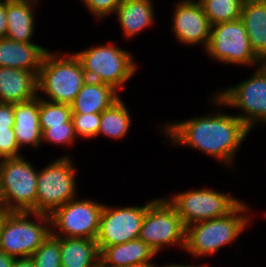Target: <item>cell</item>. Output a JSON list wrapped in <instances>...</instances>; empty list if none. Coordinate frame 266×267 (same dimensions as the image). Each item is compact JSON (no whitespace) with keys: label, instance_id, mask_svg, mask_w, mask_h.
<instances>
[{"label":"cell","instance_id":"cell-1","mask_svg":"<svg viewBox=\"0 0 266 267\" xmlns=\"http://www.w3.org/2000/svg\"><path fill=\"white\" fill-rule=\"evenodd\" d=\"M207 99L212 111L190 119L163 121L156 126L171 147L198 150L219 160L227 169L235 168L236 156L251 130L234 113H228L226 105L214 93Z\"/></svg>","mask_w":266,"mask_h":267},{"label":"cell","instance_id":"cell-2","mask_svg":"<svg viewBox=\"0 0 266 267\" xmlns=\"http://www.w3.org/2000/svg\"><path fill=\"white\" fill-rule=\"evenodd\" d=\"M252 210L243 200L228 215L187 226L183 252L200 260L216 255L225 246H233L253 223L255 213Z\"/></svg>","mask_w":266,"mask_h":267},{"label":"cell","instance_id":"cell-3","mask_svg":"<svg viewBox=\"0 0 266 267\" xmlns=\"http://www.w3.org/2000/svg\"><path fill=\"white\" fill-rule=\"evenodd\" d=\"M58 51L48 50L43 58L37 75V96L49 102L70 105L87 77L74 53Z\"/></svg>","mask_w":266,"mask_h":267},{"label":"cell","instance_id":"cell-4","mask_svg":"<svg viewBox=\"0 0 266 267\" xmlns=\"http://www.w3.org/2000/svg\"><path fill=\"white\" fill-rule=\"evenodd\" d=\"M117 44L115 41L101 43L73 53L80 60L87 80L111 85L120 92L140 69L132 51Z\"/></svg>","mask_w":266,"mask_h":267},{"label":"cell","instance_id":"cell-5","mask_svg":"<svg viewBox=\"0 0 266 267\" xmlns=\"http://www.w3.org/2000/svg\"><path fill=\"white\" fill-rule=\"evenodd\" d=\"M50 234L49 215L4 211L0 230V251L14 258L31 257Z\"/></svg>","mask_w":266,"mask_h":267},{"label":"cell","instance_id":"cell-6","mask_svg":"<svg viewBox=\"0 0 266 267\" xmlns=\"http://www.w3.org/2000/svg\"><path fill=\"white\" fill-rule=\"evenodd\" d=\"M70 154L39 168L37 178L36 213L50 215L54 210L79 196L78 172Z\"/></svg>","mask_w":266,"mask_h":267},{"label":"cell","instance_id":"cell-7","mask_svg":"<svg viewBox=\"0 0 266 267\" xmlns=\"http://www.w3.org/2000/svg\"><path fill=\"white\" fill-rule=\"evenodd\" d=\"M25 158L0 160V200L6 212L36 213L39 169Z\"/></svg>","mask_w":266,"mask_h":267},{"label":"cell","instance_id":"cell-8","mask_svg":"<svg viewBox=\"0 0 266 267\" xmlns=\"http://www.w3.org/2000/svg\"><path fill=\"white\" fill-rule=\"evenodd\" d=\"M245 80L233 86L219 88L213 93L253 131L254 127L266 126V63H263Z\"/></svg>","mask_w":266,"mask_h":267},{"label":"cell","instance_id":"cell-9","mask_svg":"<svg viewBox=\"0 0 266 267\" xmlns=\"http://www.w3.org/2000/svg\"><path fill=\"white\" fill-rule=\"evenodd\" d=\"M205 186L172 193L166 198L175 208L185 228L194 223L228 215L243 201L230 191H218L208 188L206 184Z\"/></svg>","mask_w":266,"mask_h":267},{"label":"cell","instance_id":"cell-10","mask_svg":"<svg viewBox=\"0 0 266 267\" xmlns=\"http://www.w3.org/2000/svg\"><path fill=\"white\" fill-rule=\"evenodd\" d=\"M186 228L175 208L166 197H158L148 206L140 229L139 239L159 256L165 248H185Z\"/></svg>","mask_w":266,"mask_h":267},{"label":"cell","instance_id":"cell-11","mask_svg":"<svg viewBox=\"0 0 266 267\" xmlns=\"http://www.w3.org/2000/svg\"><path fill=\"white\" fill-rule=\"evenodd\" d=\"M204 51L209 59L226 65L252 69L263 64L252 51L245 26L240 19L211 25L209 42Z\"/></svg>","mask_w":266,"mask_h":267},{"label":"cell","instance_id":"cell-12","mask_svg":"<svg viewBox=\"0 0 266 267\" xmlns=\"http://www.w3.org/2000/svg\"><path fill=\"white\" fill-rule=\"evenodd\" d=\"M66 202L50 215L51 235L96 239L104 203L93 198H79Z\"/></svg>","mask_w":266,"mask_h":267},{"label":"cell","instance_id":"cell-13","mask_svg":"<svg viewBox=\"0 0 266 267\" xmlns=\"http://www.w3.org/2000/svg\"><path fill=\"white\" fill-rule=\"evenodd\" d=\"M154 200L146 201L145 205L122 207L105 203L96 236L98 246H113L138 239L146 210Z\"/></svg>","mask_w":266,"mask_h":267},{"label":"cell","instance_id":"cell-14","mask_svg":"<svg viewBox=\"0 0 266 267\" xmlns=\"http://www.w3.org/2000/svg\"><path fill=\"white\" fill-rule=\"evenodd\" d=\"M170 31L178 44L185 46L195 45L202 50L206 49L211 24L205 15L198 0H177L174 2Z\"/></svg>","mask_w":266,"mask_h":267},{"label":"cell","instance_id":"cell-15","mask_svg":"<svg viewBox=\"0 0 266 267\" xmlns=\"http://www.w3.org/2000/svg\"><path fill=\"white\" fill-rule=\"evenodd\" d=\"M100 267H145L154 265L156 252L141 239L113 246H98ZM156 256V257H155Z\"/></svg>","mask_w":266,"mask_h":267},{"label":"cell","instance_id":"cell-16","mask_svg":"<svg viewBox=\"0 0 266 267\" xmlns=\"http://www.w3.org/2000/svg\"><path fill=\"white\" fill-rule=\"evenodd\" d=\"M152 0H122L116 9L115 19L122 36L129 41L156 25L155 5Z\"/></svg>","mask_w":266,"mask_h":267},{"label":"cell","instance_id":"cell-17","mask_svg":"<svg viewBox=\"0 0 266 267\" xmlns=\"http://www.w3.org/2000/svg\"><path fill=\"white\" fill-rule=\"evenodd\" d=\"M49 49L35 43H22L8 39H0V67L22 69L33 72L36 76L43 58Z\"/></svg>","mask_w":266,"mask_h":267},{"label":"cell","instance_id":"cell-18","mask_svg":"<svg viewBox=\"0 0 266 267\" xmlns=\"http://www.w3.org/2000/svg\"><path fill=\"white\" fill-rule=\"evenodd\" d=\"M39 2L40 0H6V37L8 39L22 43H35L32 37L37 30L35 13L37 8H40Z\"/></svg>","mask_w":266,"mask_h":267},{"label":"cell","instance_id":"cell-19","mask_svg":"<svg viewBox=\"0 0 266 267\" xmlns=\"http://www.w3.org/2000/svg\"><path fill=\"white\" fill-rule=\"evenodd\" d=\"M40 98L36 96L26 102L14 104V133L20 150L28 147L34 150L42 145L39 121Z\"/></svg>","mask_w":266,"mask_h":267},{"label":"cell","instance_id":"cell-20","mask_svg":"<svg viewBox=\"0 0 266 267\" xmlns=\"http://www.w3.org/2000/svg\"><path fill=\"white\" fill-rule=\"evenodd\" d=\"M37 96V76L30 71L0 67V102H26Z\"/></svg>","mask_w":266,"mask_h":267},{"label":"cell","instance_id":"cell-21","mask_svg":"<svg viewBox=\"0 0 266 267\" xmlns=\"http://www.w3.org/2000/svg\"><path fill=\"white\" fill-rule=\"evenodd\" d=\"M111 85L87 80L70 104L72 113H102L122 96Z\"/></svg>","mask_w":266,"mask_h":267},{"label":"cell","instance_id":"cell-22","mask_svg":"<svg viewBox=\"0 0 266 267\" xmlns=\"http://www.w3.org/2000/svg\"><path fill=\"white\" fill-rule=\"evenodd\" d=\"M240 20L243 22L252 51L266 63V5L244 0Z\"/></svg>","mask_w":266,"mask_h":267},{"label":"cell","instance_id":"cell-23","mask_svg":"<svg viewBox=\"0 0 266 267\" xmlns=\"http://www.w3.org/2000/svg\"><path fill=\"white\" fill-rule=\"evenodd\" d=\"M61 267H100L96 239L60 237Z\"/></svg>","mask_w":266,"mask_h":267},{"label":"cell","instance_id":"cell-24","mask_svg":"<svg viewBox=\"0 0 266 267\" xmlns=\"http://www.w3.org/2000/svg\"><path fill=\"white\" fill-rule=\"evenodd\" d=\"M130 113L124 98L121 97L101 113L100 127L96 138L101 135L106 139L118 141L127 137L133 122Z\"/></svg>","mask_w":266,"mask_h":267},{"label":"cell","instance_id":"cell-25","mask_svg":"<svg viewBox=\"0 0 266 267\" xmlns=\"http://www.w3.org/2000/svg\"><path fill=\"white\" fill-rule=\"evenodd\" d=\"M211 25L240 19L244 0H198Z\"/></svg>","mask_w":266,"mask_h":267},{"label":"cell","instance_id":"cell-26","mask_svg":"<svg viewBox=\"0 0 266 267\" xmlns=\"http://www.w3.org/2000/svg\"><path fill=\"white\" fill-rule=\"evenodd\" d=\"M72 119L71 106L53 103L40 98L39 121L43 133L50 126L62 125Z\"/></svg>","mask_w":266,"mask_h":267},{"label":"cell","instance_id":"cell-27","mask_svg":"<svg viewBox=\"0 0 266 267\" xmlns=\"http://www.w3.org/2000/svg\"><path fill=\"white\" fill-rule=\"evenodd\" d=\"M31 257L35 267H61L60 237L50 234Z\"/></svg>","mask_w":266,"mask_h":267},{"label":"cell","instance_id":"cell-28","mask_svg":"<svg viewBox=\"0 0 266 267\" xmlns=\"http://www.w3.org/2000/svg\"><path fill=\"white\" fill-rule=\"evenodd\" d=\"M77 141L72 119L62 125L50 126L42 133V144L72 148Z\"/></svg>","mask_w":266,"mask_h":267},{"label":"cell","instance_id":"cell-29","mask_svg":"<svg viewBox=\"0 0 266 267\" xmlns=\"http://www.w3.org/2000/svg\"><path fill=\"white\" fill-rule=\"evenodd\" d=\"M101 113H72L73 127L80 140L96 139L100 127Z\"/></svg>","mask_w":266,"mask_h":267},{"label":"cell","instance_id":"cell-30","mask_svg":"<svg viewBox=\"0 0 266 267\" xmlns=\"http://www.w3.org/2000/svg\"><path fill=\"white\" fill-rule=\"evenodd\" d=\"M122 0H80L85 9L91 14L94 21H104L108 16L115 14ZM97 20V21H96Z\"/></svg>","mask_w":266,"mask_h":267},{"label":"cell","instance_id":"cell-31","mask_svg":"<svg viewBox=\"0 0 266 267\" xmlns=\"http://www.w3.org/2000/svg\"><path fill=\"white\" fill-rule=\"evenodd\" d=\"M14 133V128L0 130V160L22 157Z\"/></svg>","mask_w":266,"mask_h":267},{"label":"cell","instance_id":"cell-32","mask_svg":"<svg viewBox=\"0 0 266 267\" xmlns=\"http://www.w3.org/2000/svg\"><path fill=\"white\" fill-rule=\"evenodd\" d=\"M14 127V104L0 102V130Z\"/></svg>","mask_w":266,"mask_h":267},{"label":"cell","instance_id":"cell-33","mask_svg":"<svg viewBox=\"0 0 266 267\" xmlns=\"http://www.w3.org/2000/svg\"><path fill=\"white\" fill-rule=\"evenodd\" d=\"M7 18H6V0H0V39L6 37Z\"/></svg>","mask_w":266,"mask_h":267},{"label":"cell","instance_id":"cell-34","mask_svg":"<svg viewBox=\"0 0 266 267\" xmlns=\"http://www.w3.org/2000/svg\"><path fill=\"white\" fill-rule=\"evenodd\" d=\"M187 264L188 263L184 264V263H180L178 261V263L174 262V263H168V264L160 265L159 263L156 264V262H155L153 267H211V266H209V264H207V262H206V264H205V262H203L202 265L201 264L199 265V263H196V265L193 263H191V264L189 263L188 265ZM212 267H214V266H212Z\"/></svg>","mask_w":266,"mask_h":267},{"label":"cell","instance_id":"cell-35","mask_svg":"<svg viewBox=\"0 0 266 267\" xmlns=\"http://www.w3.org/2000/svg\"><path fill=\"white\" fill-rule=\"evenodd\" d=\"M13 267H35L32 257L15 258Z\"/></svg>","mask_w":266,"mask_h":267},{"label":"cell","instance_id":"cell-36","mask_svg":"<svg viewBox=\"0 0 266 267\" xmlns=\"http://www.w3.org/2000/svg\"><path fill=\"white\" fill-rule=\"evenodd\" d=\"M14 257L0 251V267H13Z\"/></svg>","mask_w":266,"mask_h":267},{"label":"cell","instance_id":"cell-37","mask_svg":"<svg viewBox=\"0 0 266 267\" xmlns=\"http://www.w3.org/2000/svg\"><path fill=\"white\" fill-rule=\"evenodd\" d=\"M4 210H3V206H2V203H1V200H0V213H3Z\"/></svg>","mask_w":266,"mask_h":267},{"label":"cell","instance_id":"cell-38","mask_svg":"<svg viewBox=\"0 0 266 267\" xmlns=\"http://www.w3.org/2000/svg\"><path fill=\"white\" fill-rule=\"evenodd\" d=\"M257 1H259L260 3L266 5V0H257Z\"/></svg>","mask_w":266,"mask_h":267},{"label":"cell","instance_id":"cell-39","mask_svg":"<svg viewBox=\"0 0 266 267\" xmlns=\"http://www.w3.org/2000/svg\"><path fill=\"white\" fill-rule=\"evenodd\" d=\"M1 223H2V213H0V230H1Z\"/></svg>","mask_w":266,"mask_h":267}]
</instances>
